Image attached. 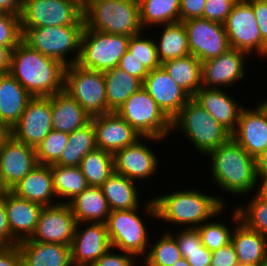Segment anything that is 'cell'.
Returning a JSON list of instances; mask_svg holds the SVG:
<instances>
[{
	"label": "cell",
	"mask_w": 267,
	"mask_h": 266,
	"mask_svg": "<svg viewBox=\"0 0 267 266\" xmlns=\"http://www.w3.org/2000/svg\"><path fill=\"white\" fill-rule=\"evenodd\" d=\"M174 191L156 195L146 201L143 208L145 214L153 219L168 222L171 226L176 225V228L177 224L182 225L181 228H197L216 215L218 217L223 214L225 206L228 205L219 196L205 194L206 192L198 189Z\"/></svg>",
	"instance_id": "cell-1"
},
{
	"label": "cell",
	"mask_w": 267,
	"mask_h": 266,
	"mask_svg": "<svg viewBox=\"0 0 267 266\" xmlns=\"http://www.w3.org/2000/svg\"><path fill=\"white\" fill-rule=\"evenodd\" d=\"M66 66L21 41L12 51L9 73L32 97H48L64 90Z\"/></svg>",
	"instance_id": "cell-2"
},
{
	"label": "cell",
	"mask_w": 267,
	"mask_h": 266,
	"mask_svg": "<svg viewBox=\"0 0 267 266\" xmlns=\"http://www.w3.org/2000/svg\"><path fill=\"white\" fill-rule=\"evenodd\" d=\"M206 156L211 160L213 182L221 190L242 197L249 195L250 191L255 193L257 183L255 158L232 137Z\"/></svg>",
	"instance_id": "cell-3"
},
{
	"label": "cell",
	"mask_w": 267,
	"mask_h": 266,
	"mask_svg": "<svg viewBox=\"0 0 267 266\" xmlns=\"http://www.w3.org/2000/svg\"><path fill=\"white\" fill-rule=\"evenodd\" d=\"M85 27L129 37L141 33L138 0H92L83 8Z\"/></svg>",
	"instance_id": "cell-4"
},
{
	"label": "cell",
	"mask_w": 267,
	"mask_h": 266,
	"mask_svg": "<svg viewBox=\"0 0 267 266\" xmlns=\"http://www.w3.org/2000/svg\"><path fill=\"white\" fill-rule=\"evenodd\" d=\"M171 129L181 130L189 144L206 155L223 145L231 134L210 113L191 98L171 120Z\"/></svg>",
	"instance_id": "cell-5"
},
{
	"label": "cell",
	"mask_w": 267,
	"mask_h": 266,
	"mask_svg": "<svg viewBox=\"0 0 267 266\" xmlns=\"http://www.w3.org/2000/svg\"><path fill=\"white\" fill-rule=\"evenodd\" d=\"M84 27L85 25L21 28L22 41L67 67L78 62ZM69 53L75 54L69 57L70 60L67 59Z\"/></svg>",
	"instance_id": "cell-6"
},
{
	"label": "cell",
	"mask_w": 267,
	"mask_h": 266,
	"mask_svg": "<svg viewBox=\"0 0 267 266\" xmlns=\"http://www.w3.org/2000/svg\"><path fill=\"white\" fill-rule=\"evenodd\" d=\"M129 40L127 35L109 34L84 27L77 64L102 72L118 67L121 57L128 50Z\"/></svg>",
	"instance_id": "cell-7"
},
{
	"label": "cell",
	"mask_w": 267,
	"mask_h": 266,
	"mask_svg": "<svg viewBox=\"0 0 267 266\" xmlns=\"http://www.w3.org/2000/svg\"><path fill=\"white\" fill-rule=\"evenodd\" d=\"M64 91L68 93L90 117L107 114L105 76L102 71L90 70L77 63L65 68Z\"/></svg>",
	"instance_id": "cell-8"
},
{
	"label": "cell",
	"mask_w": 267,
	"mask_h": 266,
	"mask_svg": "<svg viewBox=\"0 0 267 266\" xmlns=\"http://www.w3.org/2000/svg\"><path fill=\"white\" fill-rule=\"evenodd\" d=\"M142 137L169 138L171 120L142 87L133 93L116 111ZM167 137V138H166Z\"/></svg>",
	"instance_id": "cell-9"
},
{
	"label": "cell",
	"mask_w": 267,
	"mask_h": 266,
	"mask_svg": "<svg viewBox=\"0 0 267 266\" xmlns=\"http://www.w3.org/2000/svg\"><path fill=\"white\" fill-rule=\"evenodd\" d=\"M141 208L111 211L105 223L111 247L131 253L136 258L145 257L149 243L153 242L145 228L143 215H140Z\"/></svg>",
	"instance_id": "cell-10"
},
{
	"label": "cell",
	"mask_w": 267,
	"mask_h": 266,
	"mask_svg": "<svg viewBox=\"0 0 267 266\" xmlns=\"http://www.w3.org/2000/svg\"><path fill=\"white\" fill-rule=\"evenodd\" d=\"M21 28L84 25L83 8L74 0H23Z\"/></svg>",
	"instance_id": "cell-11"
},
{
	"label": "cell",
	"mask_w": 267,
	"mask_h": 266,
	"mask_svg": "<svg viewBox=\"0 0 267 266\" xmlns=\"http://www.w3.org/2000/svg\"><path fill=\"white\" fill-rule=\"evenodd\" d=\"M230 47L263 58V39L251 4L244 0L233 5L224 22Z\"/></svg>",
	"instance_id": "cell-12"
},
{
	"label": "cell",
	"mask_w": 267,
	"mask_h": 266,
	"mask_svg": "<svg viewBox=\"0 0 267 266\" xmlns=\"http://www.w3.org/2000/svg\"><path fill=\"white\" fill-rule=\"evenodd\" d=\"M190 54L200 62L217 58L231 47L224 24L204 18L183 21Z\"/></svg>",
	"instance_id": "cell-13"
},
{
	"label": "cell",
	"mask_w": 267,
	"mask_h": 266,
	"mask_svg": "<svg viewBox=\"0 0 267 266\" xmlns=\"http://www.w3.org/2000/svg\"><path fill=\"white\" fill-rule=\"evenodd\" d=\"M52 120L51 96L32 97L9 134L17 141L36 148L53 130Z\"/></svg>",
	"instance_id": "cell-14"
},
{
	"label": "cell",
	"mask_w": 267,
	"mask_h": 266,
	"mask_svg": "<svg viewBox=\"0 0 267 266\" xmlns=\"http://www.w3.org/2000/svg\"><path fill=\"white\" fill-rule=\"evenodd\" d=\"M145 140L164 141L156 137H142L135 144L116 151L113 154L114 172L135 182L143 181V179L147 181L148 178L151 179L150 177L158 175L160 159H157V153L155 154L154 150L142 142Z\"/></svg>",
	"instance_id": "cell-15"
},
{
	"label": "cell",
	"mask_w": 267,
	"mask_h": 266,
	"mask_svg": "<svg viewBox=\"0 0 267 266\" xmlns=\"http://www.w3.org/2000/svg\"><path fill=\"white\" fill-rule=\"evenodd\" d=\"M76 223L74 237L70 245L73 266H91L110 248L111 243L105 223Z\"/></svg>",
	"instance_id": "cell-16"
},
{
	"label": "cell",
	"mask_w": 267,
	"mask_h": 266,
	"mask_svg": "<svg viewBox=\"0 0 267 266\" xmlns=\"http://www.w3.org/2000/svg\"><path fill=\"white\" fill-rule=\"evenodd\" d=\"M76 219L70 206L59 203L43 207L31 241L71 245Z\"/></svg>",
	"instance_id": "cell-17"
},
{
	"label": "cell",
	"mask_w": 267,
	"mask_h": 266,
	"mask_svg": "<svg viewBox=\"0 0 267 266\" xmlns=\"http://www.w3.org/2000/svg\"><path fill=\"white\" fill-rule=\"evenodd\" d=\"M254 109L244 107L231 137L253 158L267 149V103L258 102Z\"/></svg>",
	"instance_id": "cell-18"
},
{
	"label": "cell",
	"mask_w": 267,
	"mask_h": 266,
	"mask_svg": "<svg viewBox=\"0 0 267 266\" xmlns=\"http://www.w3.org/2000/svg\"><path fill=\"white\" fill-rule=\"evenodd\" d=\"M38 165L35 148L8 133L0 145V174L6 187L11 190Z\"/></svg>",
	"instance_id": "cell-19"
},
{
	"label": "cell",
	"mask_w": 267,
	"mask_h": 266,
	"mask_svg": "<svg viewBox=\"0 0 267 266\" xmlns=\"http://www.w3.org/2000/svg\"><path fill=\"white\" fill-rule=\"evenodd\" d=\"M246 56L251 55L230 48L217 58L202 62V87L210 89L226 87L227 90L229 86H235L237 81L244 80Z\"/></svg>",
	"instance_id": "cell-20"
},
{
	"label": "cell",
	"mask_w": 267,
	"mask_h": 266,
	"mask_svg": "<svg viewBox=\"0 0 267 266\" xmlns=\"http://www.w3.org/2000/svg\"><path fill=\"white\" fill-rule=\"evenodd\" d=\"M143 88L170 120L192 98L169 76L162 66L149 71L143 81Z\"/></svg>",
	"instance_id": "cell-21"
},
{
	"label": "cell",
	"mask_w": 267,
	"mask_h": 266,
	"mask_svg": "<svg viewBox=\"0 0 267 266\" xmlns=\"http://www.w3.org/2000/svg\"><path fill=\"white\" fill-rule=\"evenodd\" d=\"M91 121L95 130L97 149L114 154L142 138V135L116 112L91 117Z\"/></svg>",
	"instance_id": "cell-22"
},
{
	"label": "cell",
	"mask_w": 267,
	"mask_h": 266,
	"mask_svg": "<svg viewBox=\"0 0 267 266\" xmlns=\"http://www.w3.org/2000/svg\"><path fill=\"white\" fill-rule=\"evenodd\" d=\"M234 229L231 244L234 247L240 266H257L267 258V240L255 230L240 221L237 209H232Z\"/></svg>",
	"instance_id": "cell-23"
},
{
	"label": "cell",
	"mask_w": 267,
	"mask_h": 266,
	"mask_svg": "<svg viewBox=\"0 0 267 266\" xmlns=\"http://www.w3.org/2000/svg\"><path fill=\"white\" fill-rule=\"evenodd\" d=\"M223 89H210L201 87L192 97L211 116L220 123L230 134L237 127L241 110L245 107L239 105L235 97Z\"/></svg>",
	"instance_id": "cell-24"
},
{
	"label": "cell",
	"mask_w": 267,
	"mask_h": 266,
	"mask_svg": "<svg viewBox=\"0 0 267 266\" xmlns=\"http://www.w3.org/2000/svg\"><path fill=\"white\" fill-rule=\"evenodd\" d=\"M44 206L15 195L5 194V210L13 237L21 242L34 234Z\"/></svg>",
	"instance_id": "cell-25"
},
{
	"label": "cell",
	"mask_w": 267,
	"mask_h": 266,
	"mask_svg": "<svg viewBox=\"0 0 267 266\" xmlns=\"http://www.w3.org/2000/svg\"><path fill=\"white\" fill-rule=\"evenodd\" d=\"M10 191L21 198L41 204L44 207L61 203L55 199L57 197L53 175L50 166L47 165L39 164L36 166Z\"/></svg>",
	"instance_id": "cell-26"
},
{
	"label": "cell",
	"mask_w": 267,
	"mask_h": 266,
	"mask_svg": "<svg viewBox=\"0 0 267 266\" xmlns=\"http://www.w3.org/2000/svg\"><path fill=\"white\" fill-rule=\"evenodd\" d=\"M32 96L9 73H0V125L8 131L19 121Z\"/></svg>",
	"instance_id": "cell-27"
},
{
	"label": "cell",
	"mask_w": 267,
	"mask_h": 266,
	"mask_svg": "<svg viewBox=\"0 0 267 266\" xmlns=\"http://www.w3.org/2000/svg\"><path fill=\"white\" fill-rule=\"evenodd\" d=\"M22 266H73L70 246L25 239L18 243Z\"/></svg>",
	"instance_id": "cell-28"
},
{
	"label": "cell",
	"mask_w": 267,
	"mask_h": 266,
	"mask_svg": "<svg viewBox=\"0 0 267 266\" xmlns=\"http://www.w3.org/2000/svg\"><path fill=\"white\" fill-rule=\"evenodd\" d=\"M52 129L72 133L91 121L90 115L64 90L51 96Z\"/></svg>",
	"instance_id": "cell-29"
},
{
	"label": "cell",
	"mask_w": 267,
	"mask_h": 266,
	"mask_svg": "<svg viewBox=\"0 0 267 266\" xmlns=\"http://www.w3.org/2000/svg\"><path fill=\"white\" fill-rule=\"evenodd\" d=\"M67 204L77 223H106L111 212L100 187L88 186Z\"/></svg>",
	"instance_id": "cell-30"
},
{
	"label": "cell",
	"mask_w": 267,
	"mask_h": 266,
	"mask_svg": "<svg viewBox=\"0 0 267 266\" xmlns=\"http://www.w3.org/2000/svg\"><path fill=\"white\" fill-rule=\"evenodd\" d=\"M137 182L130 180L124 175L114 172L100 188L105 196L110 211L130 210L139 208V192Z\"/></svg>",
	"instance_id": "cell-31"
},
{
	"label": "cell",
	"mask_w": 267,
	"mask_h": 266,
	"mask_svg": "<svg viewBox=\"0 0 267 266\" xmlns=\"http://www.w3.org/2000/svg\"><path fill=\"white\" fill-rule=\"evenodd\" d=\"M169 76L191 97L202 87V63L188 55L161 64Z\"/></svg>",
	"instance_id": "cell-32"
},
{
	"label": "cell",
	"mask_w": 267,
	"mask_h": 266,
	"mask_svg": "<svg viewBox=\"0 0 267 266\" xmlns=\"http://www.w3.org/2000/svg\"><path fill=\"white\" fill-rule=\"evenodd\" d=\"M106 84L107 108L116 112L135 92L143 87V82L119 67L103 72Z\"/></svg>",
	"instance_id": "cell-33"
},
{
	"label": "cell",
	"mask_w": 267,
	"mask_h": 266,
	"mask_svg": "<svg viewBox=\"0 0 267 266\" xmlns=\"http://www.w3.org/2000/svg\"><path fill=\"white\" fill-rule=\"evenodd\" d=\"M163 28L160 39L155 41L157 54L162 63L190 55L187 33L182 21L158 26Z\"/></svg>",
	"instance_id": "cell-34"
},
{
	"label": "cell",
	"mask_w": 267,
	"mask_h": 266,
	"mask_svg": "<svg viewBox=\"0 0 267 266\" xmlns=\"http://www.w3.org/2000/svg\"><path fill=\"white\" fill-rule=\"evenodd\" d=\"M144 29L180 21V0H138Z\"/></svg>",
	"instance_id": "cell-35"
},
{
	"label": "cell",
	"mask_w": 267,
	"mask_h": 266,
	"mask_svg": "<svg viewBox=\"0 0 267 266\" xmlns=\"http://www.w3.org/2000/svg\"><path fill=\"white\" fill-rule=\"evenodd\" d=\"M95 149H97L95 130L90 121L85 126L69 133L68 143L55 165L79 166L82 158Z\"/></svg>",
	"instance_id": "cell-36"
},
{
	"label": "cell",
	"mask_w": 267,
	"mask_h": 266,
	"mask_svg": "<svg viewBox=\"0 0 267 266\" xmlns=\"http://www.w3.org/2000/svg\"><path fill=\"white\" fill-rule=\"evenodd\" d=\"M50 168L56 197L62 201L61 203H69L88 187L86 178L79 166L68 167L54 164L50 165Z\"/></svg>",
	"instance_id": "cell-37"
},
{
	"label": "cell",
	"mask_w": 267,
	"mask_h": 266,
	"mask_svg": "<svg viewBox=\"0 0 267 266\" xmlns=\"http://www.w3.org/2000/svg\"><path fill=\"white\" fill-rule=\"evenodd\" d=\"M79 168L88 186L100 187L114 173L113 154L95 149L82 158Z\"/></svg>",
	"instance_id": "cell-38"
},
{
	"label": "cell",
	"mask_w": 267,
	"mask_h": 266,
	"mask_svg": "<svg viewBox=\"0 0 267 266\" xmlns=\"http://www.w3.org/2000/svg\"><path fill=\"white\" fill-rule=\"evenodd\" d=\"M170 230L172 231V229L165 230L166 232H163L155 243L149 245L145 258L153 265L172 266L182 257L178 243Z\"/></svg>",
	"instance_id": "cell-39"
},
{
	"label": "cell",
	"mask_w": 267,
	"mask_h": 266,
	"mask_svg": "<svg viewBox=\"0 0 267 266\" xmlns=\"http://www.w3.org/2000/svg\"><path fill=\"white\" fill-rule=\"evenodd\" d=\"M249 200L245 206L234 205L239 213L240 221L267 240V202L262 201L255 194Z\"/></svg>",
	"instance_id": "cell-40"
},
{
	"label": "cell",
	"mask_w": 267,
	"mask_h": 266,
	"mask_svg": "<svg viewBox=\"0 0 267 266\" xmlns=\"http://www.w3.org/2000/svg\"><path fill=\"white\" fill-rule=\"evenodd\" d=\"M69 133L52 130L35 148L38 164H56L68 143Z\"/></svg>",
	"instance_id": "cell-41"
},
{
	"label": "cell",
	"mask_w": 267,
	"mask_h": 266,
	"mask_svg": "<svg viewBox=\"0 0 267 266\" xmlns=\"http://www.w3.org/2000/svg\"><path fill=\"white\" fill-rule=\"evenodd\" d=\"M142 33L143 32L130 37L128 50L149 71L161 67L155 43L157 39H152L147 36H145V38Z\"/></svg>",
	"instance_id": "cell-42"
},
{
	"label": "cell",
	"mask_w": 267,
	"mask_h": 266,
	"mask_svg": "<svg viewBox=\"0 0 267 266\" xmlns=\"http://www.w3.org/2000/svg\"><path fill=\"white\" fill-rule=\"evenodd\" d=\"M230 226L223 222L209 220L197 227L202 244L209 250H218L231 243V236L234 226Z\"/></svg>",
	"instance_id": "cell-43"
},
{
	"label": "cell",
	"mask_w": 267,
	"mask_h": 266,
	"mask_svg": "<svg viewBox=\"0 0 267 266\" xmlns=\"http://www.w3.org/2000/svg\"><path fill=\"white\" fill-rule=\"evenodd\" d=\"M21 41L20 15L0 12V45L12 51Z\"/></svg>",
	"instance_id": "cell-44"
},
{
	"label": "cell",
	"mask_w": 267,
	"mask_h": 266,
	"mask_svg": "<svg viewBox=\"0 0 267 266\" xmlns=\"http://www.w3.org/2000/svg\"><path fill=\"white\" fill-rule=\"evenodd\" d=\"M179 246L182 257L186 259V252L199 250L203 244L197 228H181L180 231L171 233ZM175 234V235H174Z\"/></svg>",
	"instance_id": "cell-45"
},
{
	"label": "cell",
	"mask_w": 267,
	"mask_h": 266,
	"mask_svg": "<svg viewBox=\"0 0 267 266\" xmlns=\"http://www.w3.org/2000/svg\"><path fill=\"white\" fill-rule=\"evenodd\" d=\"M139 259L140 258L137 259L131 253L123 252L111 247L100 259L95 261L91 266H137L139 264L137 260Z\"/></svg>",
	"instance_id": "cell-46"
},
{
	"label": "cell",
	"mask_w": 267,
	"mask_h": 266,
	"mask_svg": "<svg viewBox=\"0 0 267 266\" xmlns=\"http://www.w3.org/2000/svg\"><path fill=\"white\" fill-rule=\"evenodd\" d=\"M232 7L233 4L227 0H207L203 10V18L224 24Z\"/></svg>",
	"instance_id": "cell-47"
},
{
	"label": "cell",
	"mask_w": 267,
	"mask_h": 266,
	"mask_svg": "<svg viewBox=\"0 0 267 266\" xmlns=\"http://www.w3.org/2000/svg\"><path fill=\"white\" fill-rule=\"evenodd\" d=\"M252 8L254 16L263 39V58H267V0H247Z\"/></svg>",
	"instance_id": "cell-48"
},
{
	"label": "cell",
	"mask_w": 267,
	"mask_h": 266,
	"mask_svg": "<svg viewBox=\"0 0 267 266\" xmlns=\"http://www.w3.org/2000/svg\"><path fill=\"white\" fill-rule=\"evenodd\" d=\"M118 67L142 82L149 73V70L129 50L121 57Z\"/></svg>",
	"instance_id": "cell-49"
},
{
	"label": "cell",
	"mask_w": 267,
	"mask_h": 266,
	"mask_svg": "<svg viewBox=\"0 0 267 266\" xmlns=\"http://www.w3.org/2000/svg\"><path fill=\"white\" fill-rule=\"evenodd\" d=\"M210 266H240L233 245L229 243L212 251Z\"/></svg>",
	"instance_id": "cell-50"
},
{
	"label": "cell",
	"mask_w": 267,
	"mask_h": 266,
	"mask_svg": "<svg viewBox=\"0 0 267 266\" xmlns=\"http://www.w3.org/2000/svg\"><path fill=\"white\" fill-rule=\"evenodd\" d=\"M207 0H180V21L203 18Z\"/></svg>",
	"instance_id": "cell-51"
},
{
	"label": "cell",
	"mask_w": 267,
	"mask_h": 266,
	"mask_svg": "<svg viewBox=\"0 0 267 266\" xmlns=\"http://www.w3.org/2000/svg\"><path fill=\"white\" fill-rule=\"evenodd\" d=\"M18 241L13 237L5 210V196L0 198V246L18 245Z\"/></svg>",
	"instance_id": "cell-52"
},
{
	"label": "cell",
	"mask_w": 267,
	"mask_h": 266,
	"mask_svg": "<svg viewBox=\"0 0 267 266\" xmlns=\"http://www.w3.org/2000/svg\"><path fill=\"white\" fill-rule=\"evenodd\" d=\"M0 266H22L18 245L0 246Z\"/></svg>",
	"instance_id": "cell-53"
},
{
	"label": "cell",
	"mask_w": 267,
	"mask_h": 266,
	"mask_svg": "<svg viewBox=\"0 0 267 266\" xmlns=\"http://www.w3.org/2000/svg\"><path fill=\"white\" fill-rule=\"evenodd\" d=\"M212 251L204 245L196 251L186 252V259L190 266H210Z\"/></svg>",
	"instance_id": "cell-54"
},
{
	"label": "cell",
	"mask_w": 267,
	"mask_h": 266,
	"mask_svg": "<svg viewBox=\"0 0 267 266\" xmlns=\"http://www.w3.org/2000/svg\"><path fill=\"white\" fill-rule=\"evenodd\" d=\"M23 0H0V12L20 15Z\"/></svg>",
	"instance_id": "cell-55"
},
{
	"label": "cell",
	"mask_w": 267,
	"mask_h": 266,
	"mask_svg": "<svg viewBox=\"0 0 267 266\" xmlns=\"http://www.w3.org/2000/svg\"><path fill=\"white\" fill-rule=\"evenodd\" d=\"M11 60V50L4 45H0V73L9 72Z\"/></svg>",
	"instance_id": "cell-56"
},
{
	"label": "cell",
	"mask_w": 267,
	"mask_h": 266,
	"mask_svg": "<svg viewBox=\"0 0 267 266\" xmlns=\"http://www.w3.org/2000/svg\"><path fill=\"white\" fill-rule=\"evenodd\" d=\"M256 176L267 177V149L255 158Z\"/></svg>",
	"instance_id": "cell-57"
},
{
	"label": "cell",
	"mask_w": 267,
	"mask_h": 266,
	"mask_svg": "<svg viewBox=\"0 0 267 266\" xmlns=\"http://www.w3.org/2000/svg\"><path fill=\"white\" fill-rule=\"evenodd\" d=\"M261 181V182H260ZM255 195L262 201L267 202V177H257Z\"/></svg>",
	"instance_id": "cell-58"
},
{
	"label": "cell",
	"mask_w": 267,
	"mask_h": 266,
	"mask_svg": "<svg viewBox=\"0 0 267 266\" xmlns=\"http://www.w3.org/2000/svg\"><path fill=\"white\" fill-rule=\"evenodd\" d=\"M9 189L6 187L3 179H2V176L0 174V198L4 197L6 192H8Z\"/></svg>",
	"instance_id": "cell-59"
},
{
	"label": "cell",
	"mask_w": 267,
	"mask_h": 266,
	"mask_svg": "<svg viewBox=\"0 0 267 266\" xmlns=\"http://www.w3.org/2000/svg\"><path fill=\"white\" fill-rule=\"evenodd\" d=\"M172 266H190L187 259L181 257L178 261H176Z\"/></svg>",
	"instance_id": "cell-60"
},
{
	"label": "cell",
	"mask_w": 267,
	"mask_h": 266,
	"mask_svg": "<svg viewBox=\"0 0 267 266\" xmlns=\"http://www.w3.org/2000/svg\"><path fill=\"white\" fill-rule=\"evenodd\" d=\"M9 131L3 127L2 125H0V145L1 142L3 141V139L8 135Z\"/></svg>",
	"instance_id": "cell-61"
},
{
	"label": "cell",
	"mask_w": 267,
	"mask_h": 266,
	"mask_svg": "<svg viewBox=\"0 0 267 266\" xmlns=\"http://www.w3.org/2000/svg\"><path fill=\"white\" fill-rule=\"evenodd\" d=\"M143 259H140V261L142 260L143 263H140L139 265L140 266H156V265H153L152 263H150L145 257H142ZM142 264V265H141Z\"/></svg>",
	"instance_id": "cell-62"
},
{
	"label": "cell",
	"mask_w": 267,
	"mask_h": 266,
	"mask_svg": "<svg viewBox=\"0 0 267 266\" xmlns=\"http://www.w3.org/2000/svg\"><path fill=\"white\" fill-rule=\"evenodd\" d=\"M92 0H77V3L84 8L89 2H91Z\"/></svg>",
	"instance_id": "cell-63"
},
{
	"label": "cell",
	"mask_w": 267,
	"mask_h": 266,
	"mask_svg": "<svg viewBox=\"0 0 267 266\" xmlns=\"http://www.w3.org/2000/svg\"><path fill=\"white\" fill-rule=\"evenodd\" d=\"M227 1H229V2H231L233 5H235V4L240 3V2H242V1H244V0H227Z\"/></svg>",
	"instance_id": "cell-64"
},
{
	"label": "cell",
	"mask_w": 267,
	"mask_h": 266,
	"mask_svg": "<svg viewBox=\"0 0 267 266\" xmlns=\"http://www.w3.org/2000/svg\"><path fill=\"white\" fill-rule=\"evenodd\" d=\"M257 266H267V258L259 263Z\"/></svg>",
	"instance_id": "cell-65"
}]
</instances>
